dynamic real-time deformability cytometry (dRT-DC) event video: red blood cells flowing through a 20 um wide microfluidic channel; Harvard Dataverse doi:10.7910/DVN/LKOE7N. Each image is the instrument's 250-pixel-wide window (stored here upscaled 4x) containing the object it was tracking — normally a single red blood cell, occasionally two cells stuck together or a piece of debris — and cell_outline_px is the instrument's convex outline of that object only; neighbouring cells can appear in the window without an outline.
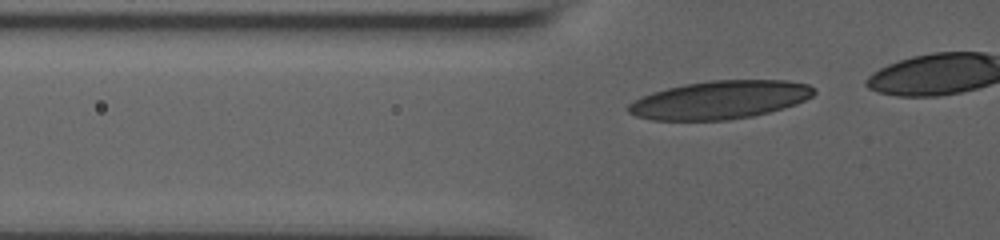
{"species": "human", "species_latin": "Homo sapiens", "temperature_condition": "room temperature", "stored_images_in_passage": 16, "camera_frame_rate_fps": 3000, "um_per_image_px": 0.085, "donor": {"sex": "male"}, "frame": {"image": 1, "passage_image": 5, "time_ms": 1.333, "image_size_px": [1000, 240], "cell_outline_px": [[816, 92], [812, 96], [796, 104], [768, 112], [752, 116], [728, 120], [652, 120], [636, 116], [628, 112], [624, 108], [628, 104], [640, 96], [652, 92], [684, 84], [712, 80], [788, 80], [808, 84], [816, 88]], "centroid_in_image_um": [61.17, 8.48], "position_along_channel_um": 64.6, "area_um2": 41.5}}
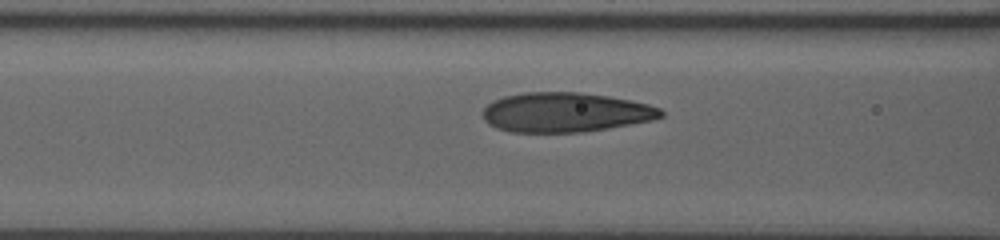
{"frame": {"image": 2, "passage_image": 10, "time_ms": 3.0, "image_size_px": [1000, 240], "cell_outline_px": [[664, 116], [652, 120], [580, 132], [508, 132], [496, 128], [488, 124], [484, 120], [484, 108], [492, 100], [504, 96], [524, 92], [580, 92], [608, 96], [648, 104], [660, 108], [664, 112]], "centroid_in_image_um": [48.02, 9.54], "position_along_channel_um": 118.6, "area_um2": 40.92}}
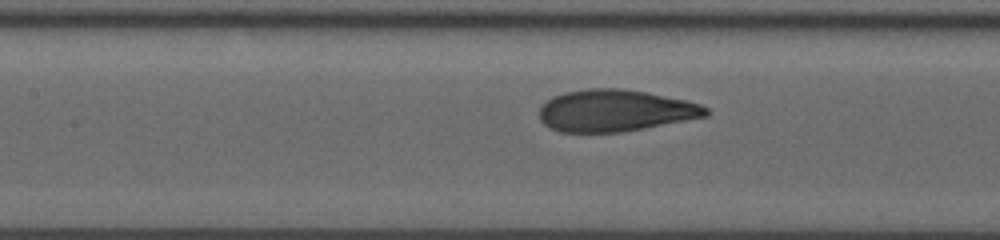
{"frame": {"image": 3, "passage_image": 13, "time_ms": 4.0, "image_size_px": [1000, 240], "cell_outline_px": [[708, 116], [620, 132], [560, 132], [548, 128], [540, 120], [540, 108], [552, 96], [564, 92], [588, 88], [624, 88], [684, 100], [700, 104], [708, 108]], "centroid_in_image_um": [52.24, 9.4], "position_along_channel_um": 155.2, "area_um2": 40.34}}